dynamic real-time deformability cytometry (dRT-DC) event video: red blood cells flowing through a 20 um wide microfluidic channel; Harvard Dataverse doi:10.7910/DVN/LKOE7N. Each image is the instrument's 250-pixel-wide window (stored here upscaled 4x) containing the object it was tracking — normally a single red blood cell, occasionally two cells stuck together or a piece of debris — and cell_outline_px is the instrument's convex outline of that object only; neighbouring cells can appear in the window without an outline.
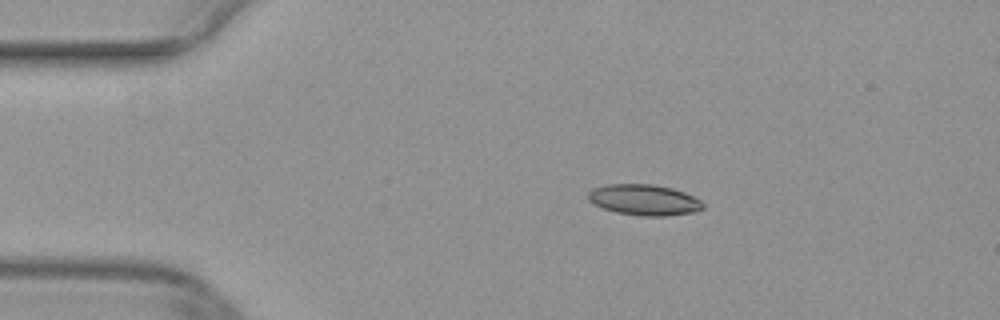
{"species": "common noctule bat (a hibernating species)", "species_latin": "Nyctalus noctula", "temperature_condition": "warm", "stored_images_in_passage": 42, "camera_frame_rate_fps": 3000, "um_per_image_px": 0.085, "animal": {"sex": "female", "body_mass_g": 29.2, "forearm_length_mm": 56.3}, "frame": {"image": 1, "passage_image": 1, "time_ms": 0.0, "image_size_px": [1000, 320], "cell_outline_px": [[704, 208], [692, 212], [668, 216], [640, 216], [616, 212], [604, 208], [588, 200], [588, 192], [592, 188], [608, 184], [652, 184], [672, 188], [684, 192], [700, 200], [704, 204]], "centroid_in_image_um": [54.75, 16.99], "position_along_channel_um": 30.3, "area_um2": 20.58}}
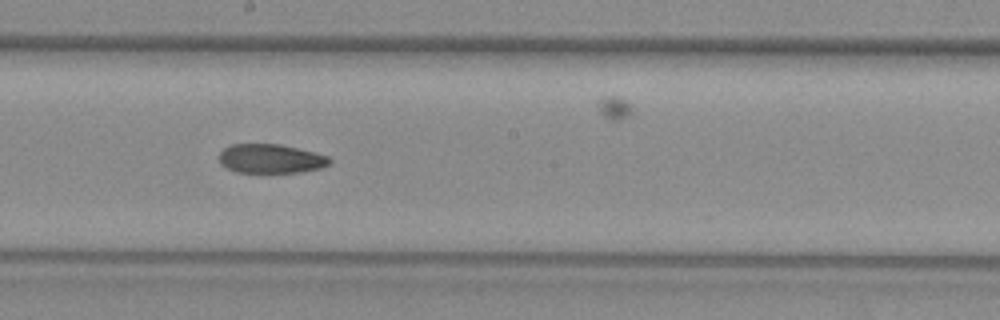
{"frame": {"image": 2, "passage_image": 19, "time_ms": 6.0, "image_size_px": [1000, 320], "cell_outline_px": [[332, 160], [328, 164], [320, 168], [300, 172], [236, 172], [220, 164], [220, 152], [224, 148], [232, 144], [280, 144], [328, 156]], "centroid_in_image_um": [22.99, 13.48], "position_along_channel_um": 225.2, "area_um2": 18.5}}
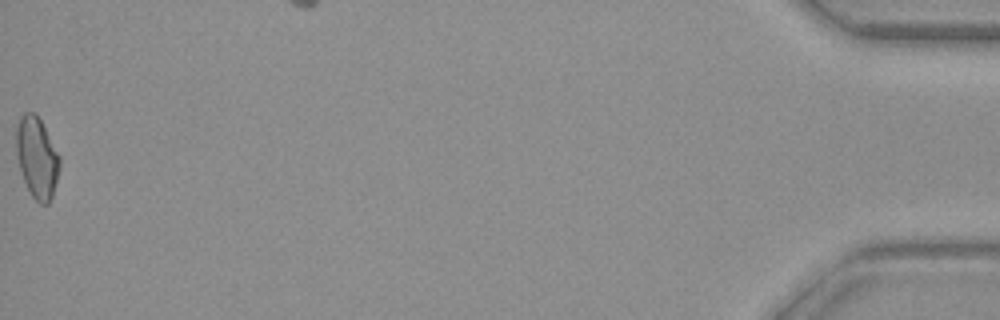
{"frame": {"image": 3, "passage_image": 42, "time_ms": 13.667, "image_size_px": [1000, 320], "cell_outline_px": [[60, 164], [52, 196], [48, 204], [40, 204], [32, 196], [24, 180], [16, 156], [16, 128], [20, 116], [24, 112], [36, 112], [60, 156]], "centroid_in_image_um": [3.12, 13.36], "position_along_channel_um": 432.1, "area_um2": 20.35}}